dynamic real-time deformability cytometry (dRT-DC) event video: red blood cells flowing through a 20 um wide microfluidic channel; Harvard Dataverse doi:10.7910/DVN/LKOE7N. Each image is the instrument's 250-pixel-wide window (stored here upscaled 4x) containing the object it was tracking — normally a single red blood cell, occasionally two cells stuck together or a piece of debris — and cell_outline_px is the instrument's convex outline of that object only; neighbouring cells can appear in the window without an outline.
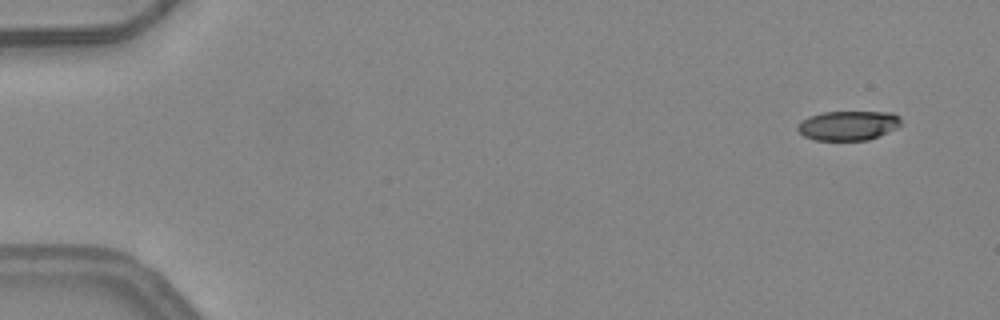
{"species": "common noctule bat (a hibernating species)", "species_latin": "Nyctalus noctula", "temperature_condition": "warm", "stored_images_in_passage": 4, "camera_frame_rate_fps": 3000, "um_per_image_px": 0.085, "animal": {"sex": "female", "body_mass_g": 24.6, "forearm_length_mm": 56.2}, "frame": {"image": 1, "passage_image": 1, "time_ms": 0.0, "image_size_px": [1000, 320], "cell_outline_px": [[900, 124], [896, 128], [868, 140], [816, 140], [804, 136], [796, 128], [800, 120], [808, 116], [824, 112], [892, 112], [900, 116]], "centroid_in_image_um": [72.07, 10.66], "position_along_channel_um": 12.9, "area_um2": 17.74}}
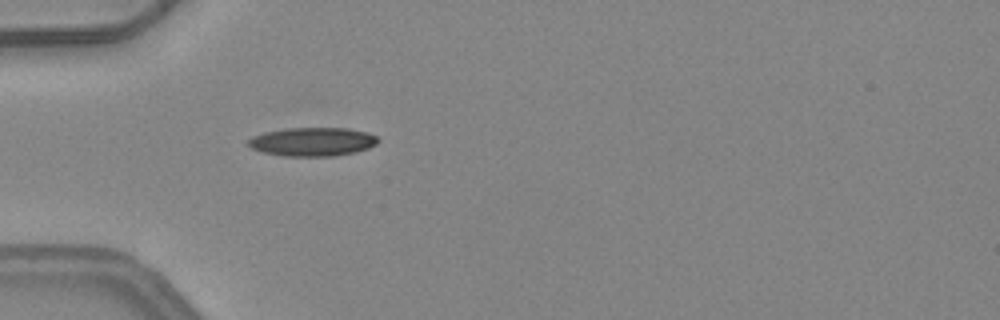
{"frame": {"image": 2, "passage_image": 4, "time_ms": 1.0, "image_size_px": [1000, 320], "cell_outline_px": [[380, 140], [376, 144], [368, 148], [356, 152], [332, 156], [284, 156], [264, 152], [252, 148], [244, 144], [252, 136], [264, 132], [288, 128], [348, 128], [368, 132], [376, 136]], "centroid_in_image_um": [26.56, 12.04], "position_along_channel_um": 58.4, "area_um2": 21.79}}